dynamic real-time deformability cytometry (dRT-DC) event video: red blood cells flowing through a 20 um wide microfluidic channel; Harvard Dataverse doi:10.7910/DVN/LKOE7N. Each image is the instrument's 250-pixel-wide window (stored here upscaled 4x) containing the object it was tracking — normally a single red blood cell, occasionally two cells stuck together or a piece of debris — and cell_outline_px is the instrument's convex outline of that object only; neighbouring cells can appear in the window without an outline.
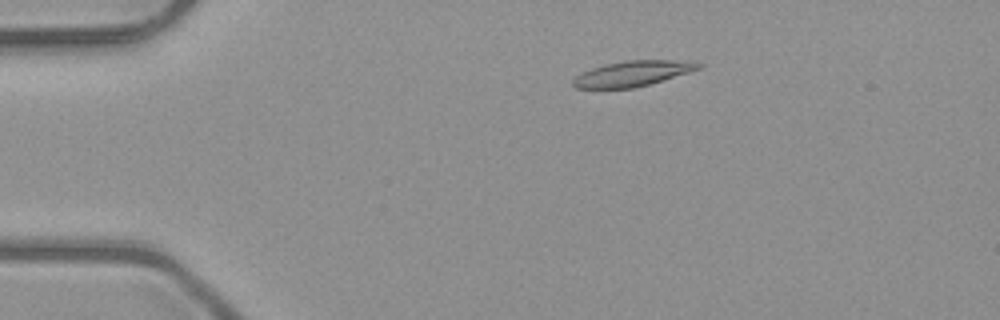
{"species": "common noctule bat (a hibernating species)", "species_latin": "Nyctalus noctula", "temperature_condition": "room temperature", "stored_images_in_passage": 47, "camera_frame_rate_fps": 3000, "um_per_image_px": 0.085, "animal": {"sex": "male", "body_mass_g": 23.1, "forearm_length_mm": 52.7}, "frame": {"image": 1, "passage_image": 6, "time_ms": 1.667, "image_size_px": [1000, 320], "cell_outline_px": [[704, 68], [648, 84], [632, 88], [576, 88], [572, 84], [572, 80], [580, 72], [604, 64], [624, 60], [692, 60], [704, 64]], "centroid_in_image_um": [53.82, 6.23], "position_along_channel_um": 31.2, "area_um2": 18.79}}
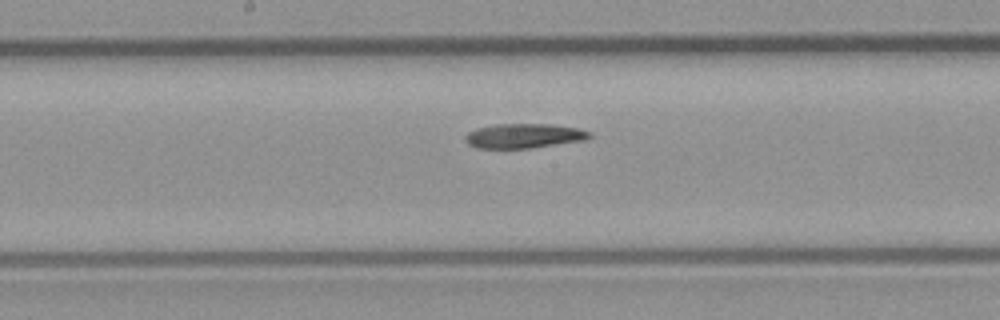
{"frame": {"image": 2, "passage_image": 23, "time_ms": 7.333, "image_size_px": [1000, 320], "cell_outline_px": [[592, 136], [588, 140], [532, 148], [476, 148], [468, 144], [464, 140], [464, 136], [468, 132], [476, 128], [496, 124], [552, 124], [580, 128], [592, 132]], "centroid_in_image_um": [44.58, 11.55], "position_along_channel_um": 203.6, "area_um2": 18.15}}
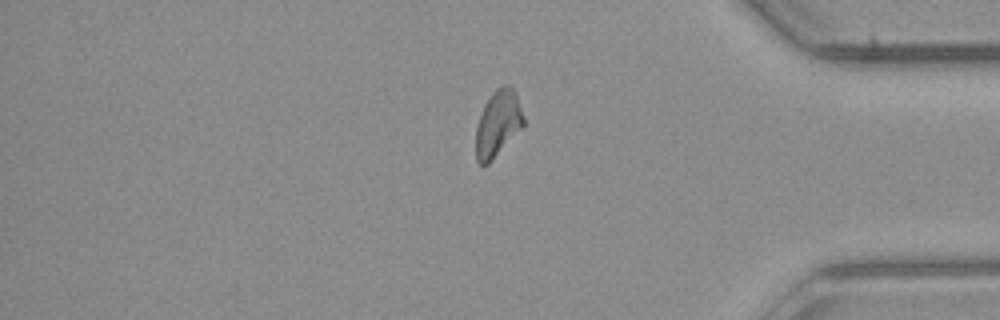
{"frame": {"image": 3, "passage_image": 39, "time_ms": 12.667, "image_size_px": [1000, 320], "cell_outline_px": [[524, 124], [488, 164], [484, 168], [476, 160], [476, 128], [484, 104], [492, 92], [500, 84], [512, 84], [516, 92], [524, 116]], "centroid_in_image_um": [42.32, 10.45], "position_along_channel_um": 392.9, "area_um2": 18.44}}